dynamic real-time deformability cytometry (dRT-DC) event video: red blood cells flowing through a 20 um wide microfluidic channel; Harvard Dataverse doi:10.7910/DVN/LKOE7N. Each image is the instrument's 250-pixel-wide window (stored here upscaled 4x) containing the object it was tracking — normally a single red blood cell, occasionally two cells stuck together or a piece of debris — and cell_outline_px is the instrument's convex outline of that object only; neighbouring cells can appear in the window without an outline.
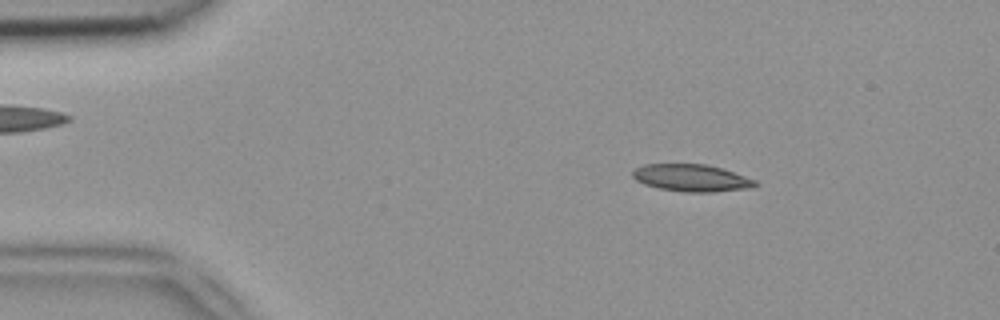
{"species": "common noctule bat (a hibernating species)", "species_latin": "Nyctalus noctula", "temperature_condition": "room temperature", "stored_images_in_passage": 47, "camera_frame_rate_fps": 3000, "um_per_image_px": 0.085, "animal": {"sex": "female", "body_mass_g": 18.4}, "frame": {"image": 1, "passage_image": 6, "time_ms": 1.667, "image_size_px": [1000, 320], "cell_outline_px": [[760, 184], [752, 188], [716, 192], [684, 192], [660, 188], [644, 184], [636, 180], [632, 176], [632, 172], [636, 168], [644, 164], [704, 164], [720, 168], [756, 180]], "centroid_in_image_um": [58.79, 15.13], "position_along_channel_um": 26.2, "area_um2": 19.36}}
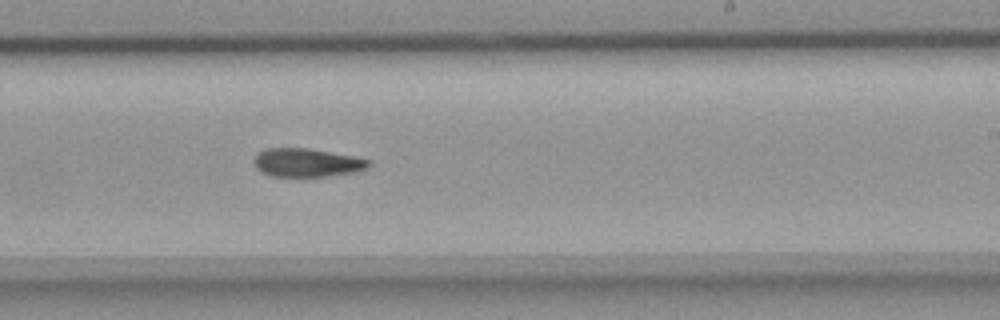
{"frame": {"image": 2, "passage_image": 28, "time_ms": 9.0, "image_size_px": [1000, 320], "cell_outline_px": [[372, 164], [368, 168], [352, 172], [328, 176], [272, 176], [260, 172], [256, 168], [252, 160], [264, 148], [308, 148], [352, 156], [372, 160]], "centroid_in_image_um": [26.07, 13.82], "position_along_channel_um": 262.9, "area_um2": 19.02}}
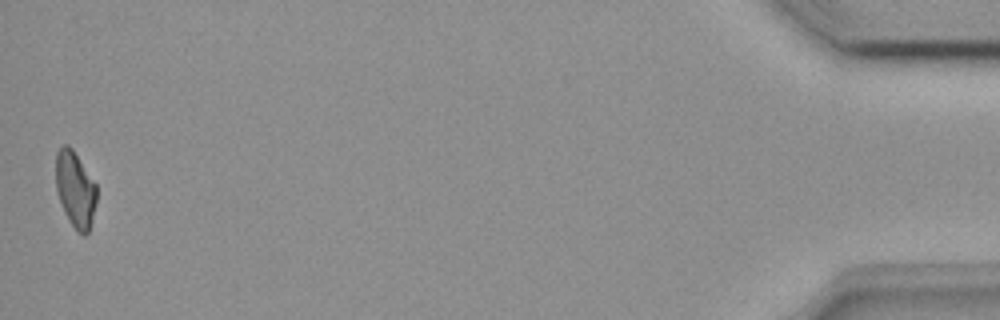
{"frame": {"image": 3, "passage_image": 47, "time_ms": 15.333, "image_size_px": [1000, 320], "cell_outline_px": [[96, 204], [88, 232], [84, 236], [76, 232], [64, 212], [56, 192], [56, 152], [64, 144], [68, 144], [72, 148], [96, 184]], "centroid_in_image_um": [6.38, 16.11], "position_along_channel_um": 428.8, "area_um2": 18.09}}